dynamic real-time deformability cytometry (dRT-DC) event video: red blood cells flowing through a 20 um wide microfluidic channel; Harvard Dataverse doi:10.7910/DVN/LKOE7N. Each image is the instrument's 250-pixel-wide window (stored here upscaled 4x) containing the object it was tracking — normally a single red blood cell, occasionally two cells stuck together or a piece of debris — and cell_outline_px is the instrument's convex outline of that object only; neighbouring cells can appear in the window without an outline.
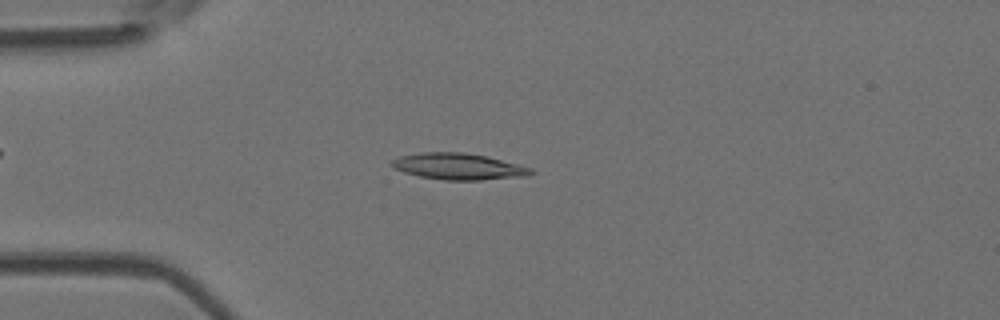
{"species": "Egyptian fruit bat (a non-hibernating species)", "species_latin": "Rousettus aegyptiacus", "temperature_condition": "room temperature", "stored_images_in_passage": 51, "camera_frame_rate_fps": 3000, "um_per_image_px": 0.085, "animal": {"sex": "female"}, "frame": {"image": 1, "passage_image": 12, "time_ms": 3.667, "image_size_px": [1000, 320], "cell_outline_px": [[532, 172], [528, 176], [480, 180], [444, 180], [420, 176], [404, 172], [388, 164], [392, 160], [400, 156], [420, 152], [464, 152], [484, 156], [532, 168]], "centroid_in_image_um": [38.93, 14.15], "position_along_channel_um": 46.1, "area_um2": 21.15}}
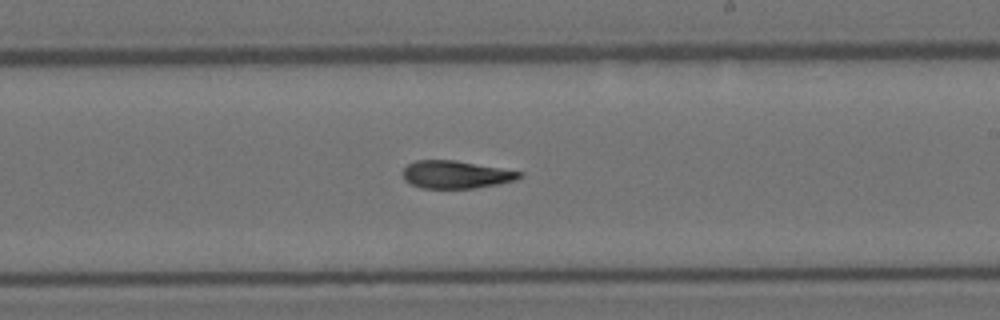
{"frame": {"image": 2, "passage_image": 29, "time_ms": 9.333, "image_size_px": [1000, 320], "cell_outline_px": [[524, 176], [516, 180], [496, 184], [472, 188], [420, 188], [404, 180], [400, 172], [408, 164], [416, 160], [456, 160], [524, 172]], "centroid_in_image_um": [38.73, 14.83], "position_along_channel_um": 250.3, "area_um2": 18.96}}
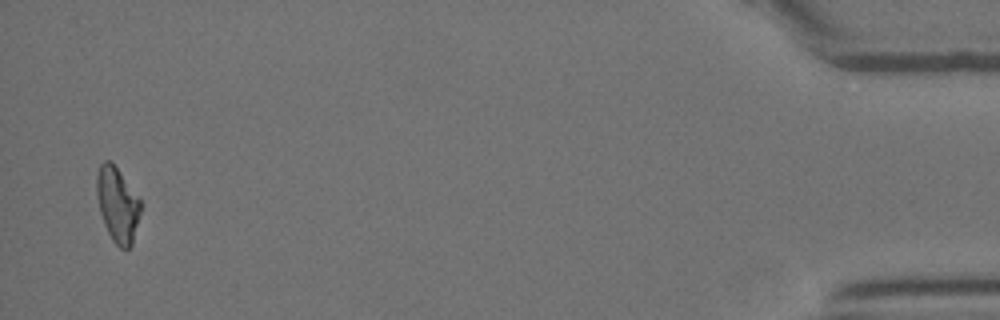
{"frame": {"image": 3, "passage_image": 49, "time_ms": 16.0, "image_size_px": [1000, 320], "cell_outline_px": [[140, 212], [132, 244], [128, 248], [120, 248], [112, 240], [104, 224], [100, 212], [96, 196], [96, 176], [100, 164], [104, 160], [112, 160], [140, 200]], "centroid_in_image_um": [9.95, 17.36], "position_along_channel_um": 425.2, "area_um2": 19.07}, "authors_computed_cell_mechanics": {"area_um2": 19.7098, "velocity_mm_per_s": 3.9131, "shape_relaxation_time_tau1_ms": 9.2446, "shape_relaxation_time_tau2_ms": 7.2073, "deformation_change_tau1": 0.2402, "deformation_change_tau2": 0.1828}}